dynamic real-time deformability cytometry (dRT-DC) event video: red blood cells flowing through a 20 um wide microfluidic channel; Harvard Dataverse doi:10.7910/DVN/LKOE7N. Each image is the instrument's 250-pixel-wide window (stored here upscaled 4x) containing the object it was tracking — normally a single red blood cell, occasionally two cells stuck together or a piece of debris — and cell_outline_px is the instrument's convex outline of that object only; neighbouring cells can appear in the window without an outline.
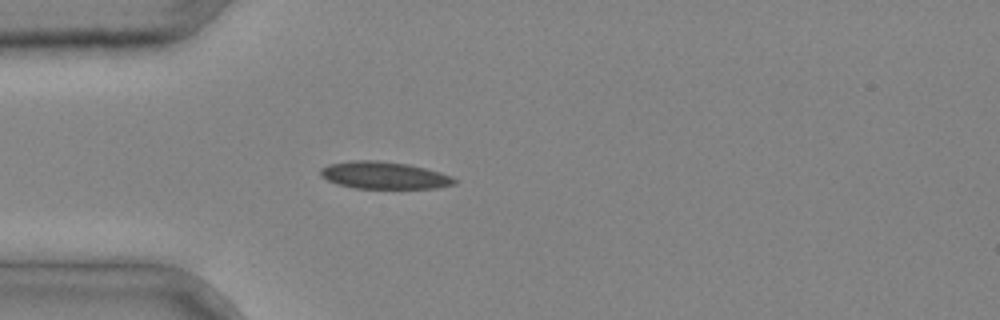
{"species": "common noctule bat (a hibernating species)", "species_latin": "Nyctalus noctula", "temperature_condition": "cold", "stored_images_in_passage": 2, "camera_frame_rate_fps": 3000, "um_per_image_px": 0.085, "animal": {"sex": "male", "body_mass_g": 20.4}, "frame": {"image": 1, "passage_image": 2, "time_ms": 0.333, "image_size_px": [1000, 320], "cell_outline_px": [[456, 184], [436, 188], [356, 188], [336, 184], [320, 176], [320, 168], [328, 164], [352, 160], [380, 160], [408, 164], [440, 172], [452, 176], [456, 180]], "centroid_in_image_um": [32.63, 14.89], "position_along_channel_um": 52.4, "area_um2": 21.33}}